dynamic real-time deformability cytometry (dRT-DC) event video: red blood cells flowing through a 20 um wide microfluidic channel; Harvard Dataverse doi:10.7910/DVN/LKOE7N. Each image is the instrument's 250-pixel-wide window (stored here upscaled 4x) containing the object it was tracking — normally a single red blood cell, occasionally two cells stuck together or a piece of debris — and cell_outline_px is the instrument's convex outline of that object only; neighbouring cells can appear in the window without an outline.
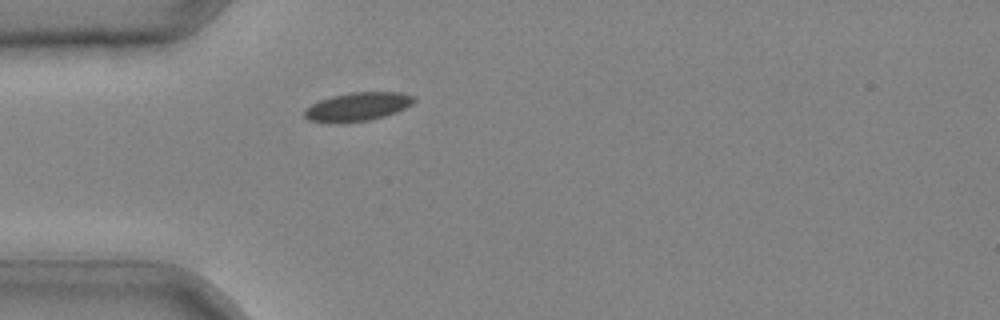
{"species": "common noctule bat (a hibernating species)", "species_latin": "Nyctalus noctula", "temperature_condition": "cold", "stored_images_in_passage": 26, "camera_frame_rate_fps": 3000, "um_per_image_px": 0.085, "animal": {"sex": "male", "body_mass_g": 20.4}, "frame": {"image": 1, "passage_image": 1, "time_ms": 0.0, "image_size_px": [1000, 320], "cell_outline_px": [[416, 100], [412, 104], [396, 112], [384, 116], [368, 120], [340, 124], [332, 124], [308, 120], [304, 116], [304, 108], [320, 100], [332, 96], [352, 92], [400, 92], [416, 96]], "centroid_in_image_um": [30.37, 9.08], "position_along_channel_um": 54.6, "area_um2": 18.5}}
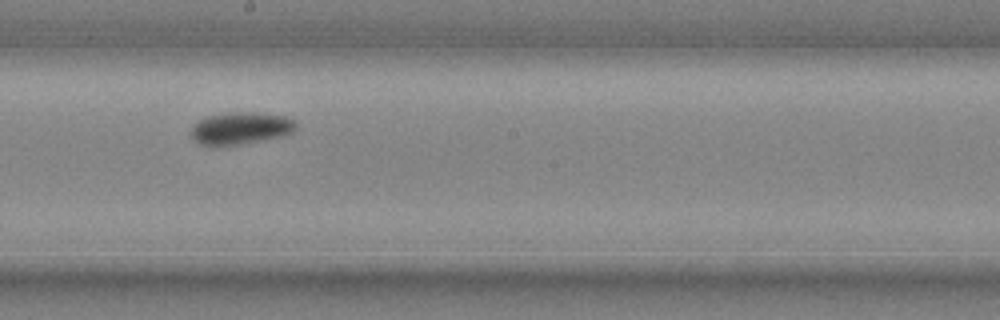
{"frame": {"image": 2, "passage_image": 13, "time_ms": 4.0, "image_size_px": [1000, 320], "cell_outline_px": [[296, 132], [284, 136], [240, 144], [208, 148], [196, 144], [192, 136], [192, 128], [200, 120], [208, 116], [232, 112], [256, 112], [284, 116], [292, 120], [296, 124]], "centroid_in_image_um": [20.44, 10.94], "position_along_channel_um": 227.8, "area_um2": 20.0}}
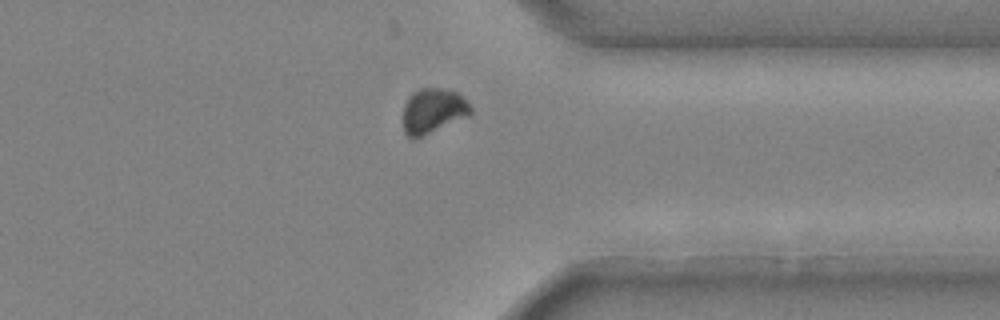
{"frame": {"image": 3, "passage_image": 23, "time_ms": 7.333, "image_size_px": [1000, 320], "cell_outline_px": [[472, 112], [468, 116], [424, 136], [412, 140], [404, 132], [404, 104], [408, 96], [412, 92], [420, 88], [440, 88], [456, 92], [468, 100], [472, 108]], "centroid_in_image_um": [36.81, 9.42], "position_along_channel_um": 374.6, "area_um2": 17.92}}